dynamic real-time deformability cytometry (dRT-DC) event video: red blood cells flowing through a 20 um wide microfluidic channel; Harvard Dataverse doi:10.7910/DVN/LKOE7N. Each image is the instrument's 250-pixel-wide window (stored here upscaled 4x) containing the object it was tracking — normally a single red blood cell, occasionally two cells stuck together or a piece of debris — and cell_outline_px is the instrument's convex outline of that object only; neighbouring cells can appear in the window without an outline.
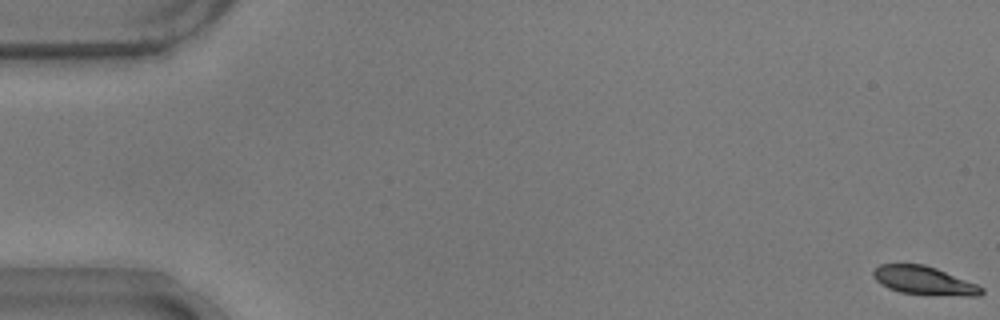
{"species": "common noctule bat (a hibernating species)", "species_latin": "Nyctalus noctula", "temperature_condition": "warm", "stored_images_in_passage": 18, "camera_frame_rate_fps": 3000, "um_per_image_px": 0.085, "animal": {"sex": "male", "body_mass_g": 17.9}, "frame": {"image": 1, "passage_image": 1, "time_ms": 0.0, "image_size_px": [1000, 320], "cell_outline_px": [[984, 292], [980, 296], [932, 296], [900, 292], [888, 288], [876, 280], [872, 276], [872, 272], [880, 264], [924, 264], [936, 268], [976, 284], [984, 288]], "centroid_in_image_um": [78.56, 23.87], "position_along_channel_um": 6.4, "area_um2": 18.15}}
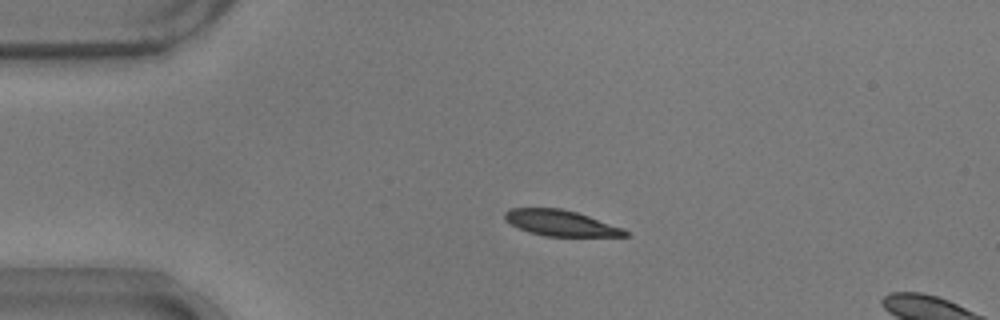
{"frame": {"image": 2, "passage_image": 13, "time_ms": 4.0, "image_size_px": [1000, 320], "cell_outline_px": [[628, 236], [544, 236], [528, 232], [512, 224], [504, 216], [504, 212], [512, 208], [560, 208], [576, 212], [624, 228], [628, 232]], "centroid_in_image_um": [47.68, 18.96], "position_along_channel_um": 37.3, "area_um2": 17.86}}